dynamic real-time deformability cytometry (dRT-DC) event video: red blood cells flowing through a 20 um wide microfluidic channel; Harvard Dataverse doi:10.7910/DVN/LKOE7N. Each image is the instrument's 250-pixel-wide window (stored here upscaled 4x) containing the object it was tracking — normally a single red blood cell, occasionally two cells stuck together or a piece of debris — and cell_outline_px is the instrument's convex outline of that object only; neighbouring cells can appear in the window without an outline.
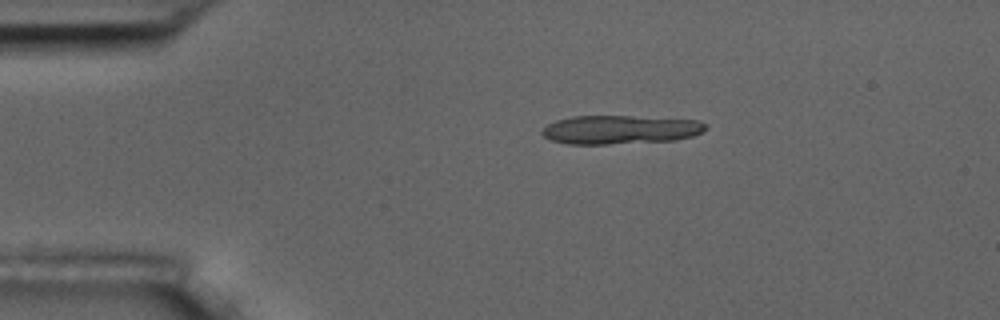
{"species": "common noctule bat (a hibernating species)", "species_latin": "Nyctalus noctula", "temperature_condition": "room temperature", "stored_images_in_passage": 3, "camera_frame_rate_fps": 3000, "um_per_image_px": 0.085, "animal": {"sex": "male", "body_mass_g": 17.5, "forearm_length_mm": 52.3}, "frame": {"image": 1, "passage_image": 1, "time_ms": 0.0, "image_size_px": [1000, 320], "cell_outline_px": [[704, 132], [692, 136], [676, 140], [608, 144], [568, 144], [552, 140], [544, 136], [540, 132], [548, 124], [556, 120], [572, 116], [632, 116], [700, 120], [704, 124]], "centroid_in_image_um": [52.71, 11.02], "position_along_channel_um": 32.3, "area_um2": 27.34}}